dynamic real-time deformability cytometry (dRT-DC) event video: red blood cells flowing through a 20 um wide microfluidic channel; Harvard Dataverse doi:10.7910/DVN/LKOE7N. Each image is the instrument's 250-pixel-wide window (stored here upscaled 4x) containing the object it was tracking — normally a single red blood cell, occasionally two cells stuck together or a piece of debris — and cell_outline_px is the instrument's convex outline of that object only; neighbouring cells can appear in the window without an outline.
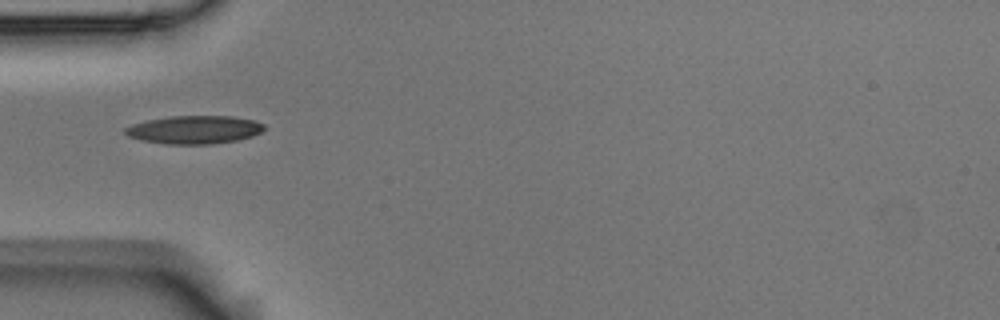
{"species": "Egyptian fruit bat (a non-hibernating species)", "species_latin": "Rousettus aegyptiacus", "temperature_condition": "room temperature", "stored_images_in_passage": 1, "camera_frame_rate_fps": 3000, "um_per_image_px": 0.085, "animal": {"sex": "male"}, "frame": {"image": 1, "passage_image": 1, "time_ms": 0.0, "image_size_px": [1000, 320], "cell_outline_px": [[268, 128], [252, 136], [236, 140], [212, 144], [164, 144], [140, 140], [128, 136], [124, 132], [124, 128], [132, 124], [148, 120], [168, 116], [232, 116], [256, 120], [264, 124]], "centroid_in_image_um": [16.53, 11.02], "position_along_channel_um": 68.5, "area_um2": 23.0}}